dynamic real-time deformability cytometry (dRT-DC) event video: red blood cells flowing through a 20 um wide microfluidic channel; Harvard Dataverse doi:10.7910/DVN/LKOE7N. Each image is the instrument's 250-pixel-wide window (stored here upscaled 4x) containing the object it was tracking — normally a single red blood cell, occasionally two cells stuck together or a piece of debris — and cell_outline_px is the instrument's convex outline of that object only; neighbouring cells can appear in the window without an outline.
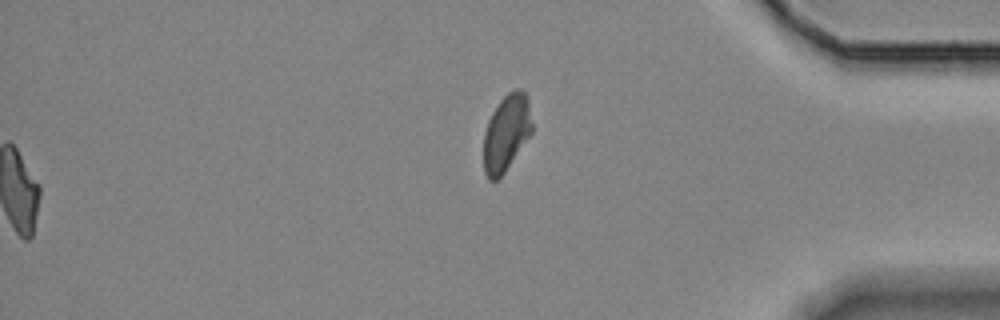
{"species": "Egyptian fruit bat (a non-hibernating species)", "species_latin": "Rousettus aegyptiacus", "temperature_condition": "room temperature", "stored_images_in_passage": 41, "camera_frame_rate_fps": 3000, "um_per_image_px": 0.085, "animal": {"sex": "female"}, "frame": {"image": 1, "passage_image": 41, "time_ms": 13.333, "image_size_px": [1000, 320], "cell_outline_px": [[532, 132], [504, 172], [496, 180], [488, 180], [484, 172], [484, 132], [488, 120], [492, 112], [500, 100], [512, 88], [520, 88], [528, 96], [532, 124]], "centroid_in_image_um": [43.04, 11.25], "position_along_channel_um": 392.2, "area_um2": 21.56}}